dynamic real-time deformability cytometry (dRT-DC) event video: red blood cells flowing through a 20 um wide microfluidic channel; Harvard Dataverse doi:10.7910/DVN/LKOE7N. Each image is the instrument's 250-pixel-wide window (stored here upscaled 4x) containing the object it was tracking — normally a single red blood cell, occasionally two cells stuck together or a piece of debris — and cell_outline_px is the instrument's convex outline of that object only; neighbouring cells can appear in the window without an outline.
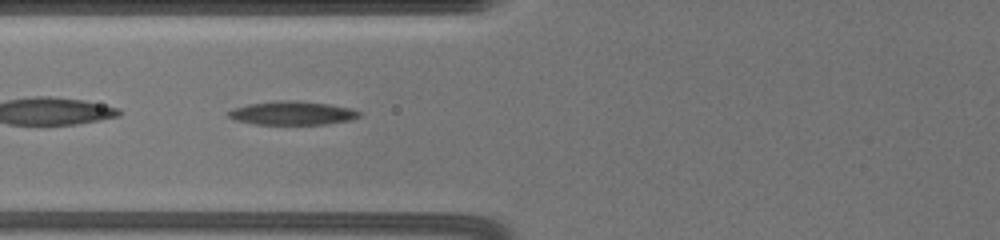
{"species": "common noctule bat (a hibernating species)", "species_latin": "Nyctalus noctula", "temperature_condition": "warm", "stored_images_in_passage": 47, "segment_of_instrument_passage": [2, 2], "camera_frame_rate_fps": 3000, "um_per_image_px": 0.085, "animal": {"sex": "female", "body_mass_g": 19.5, "forearm_length_mm": 54.1}, "frame": {"image": 1, "passage_image": 11, "time_ms": 8.333, "image_size_px": [1000, 240], "cell_outline_px": [[360, 116], [352, 120], [324, 124], [256, 124], [236, 120], [228, 116], [224, 112], [248, 104], [280, 100], [288, 100], [328, 104], [348, 108], [360, 112]], "centroid_in_image_um": [24.82, 9.62], "position_along_channel_um": 101.0, "area_um2": 17.74}}
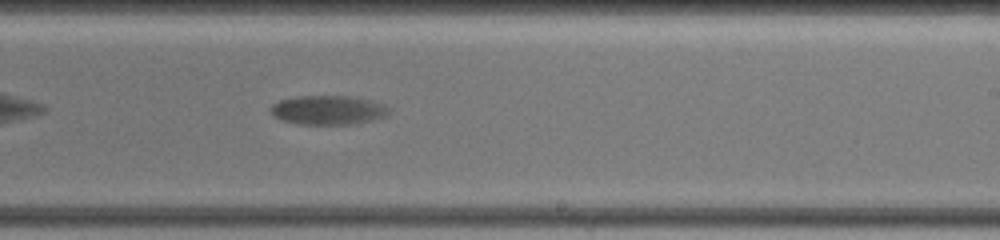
{"frame": {"image": 2, "passage_image": 25, "time_ms": 13.333, "image_size_px": [1000, 240], "cell_outline_px": [[388, 112], [384, 116], [352, 124], [300, 124], [284, 120], [272, 116], [272, 104], [280, 100], [300, 96], [348, 96], [368, 100], [384, 104], [388, 108]], "centroid_in_image_um": [27.85, 9.35], "position_along_channel_um": 261.1, "area_um2": 19.59}}
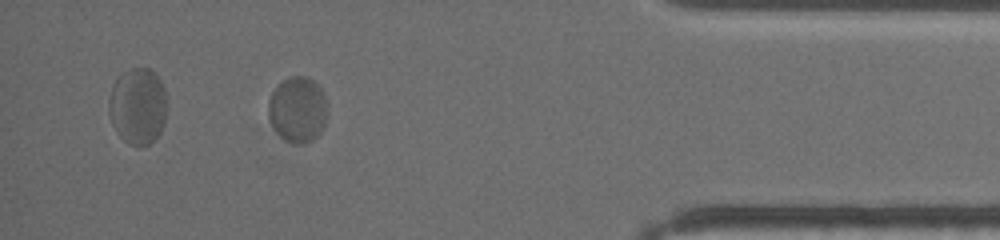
{"frame": {"image": 3, "passage_image": 41, "time_ms": 19.0, "image_size_px": [1000, 240], "cell_outline_px": [[324, 128], [312, 140], [304, 144], [296, 144], [280, 136], [272, 124], [268, 116], [268, 100], [276, 84], [288, 76], [304, 76], [312, 80], [320, 88], [324, 96]], "centroid_in_image_um": [25.25, 9.29], "position_along_channel_um": 410.0, "area_um2": 22.25}}